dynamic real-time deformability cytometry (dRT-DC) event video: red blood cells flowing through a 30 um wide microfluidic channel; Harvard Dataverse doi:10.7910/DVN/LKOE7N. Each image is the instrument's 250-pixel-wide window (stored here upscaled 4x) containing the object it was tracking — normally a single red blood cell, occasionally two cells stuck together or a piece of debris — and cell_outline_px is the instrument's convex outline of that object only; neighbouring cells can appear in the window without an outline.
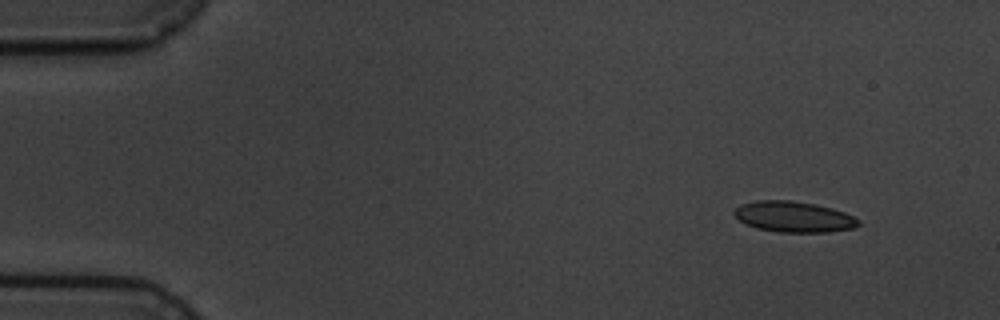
{"species": "common noctule bat (a hibernating species)", "species_latin": "Nyctalus noctula", "temperature_condition": "cold", "stored_images_in_passage": 5, "segment_of_instrument_passage": [1, 2], "camera_frame_rate_fps": 3000, "um_per_image_px": 0.085, "animal": {"sex": "male", "body_mass_g": 19.5, "forearm_length_mm": 54.6}, "frame": {"image": 1, "passage_image": 1, "time_ms": 0.0, "image_size_px": [1000, 320], "cell_outline_px": [[860, 224], [852, 228], [828, 232], [780, 232], [756, 228], [744, 224], [732, 212], [740, 204], [756, 200], [792, 200], [816, 204], [832, 208], [844, 212], [860, 220]], "centroid_in_image_um": [67.44, 18.42], "position_along_channel_um": 17.6, "area_um2": 22.37}}
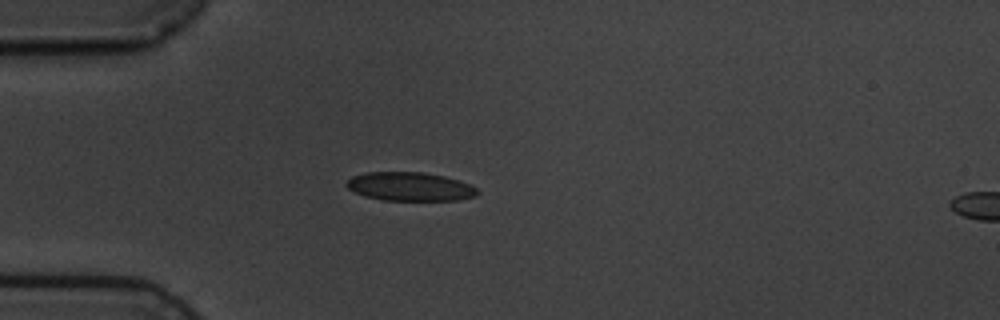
{"frame": {"image": 2, "passage_image": 4, "time_ms": 3.333, "image_size_px": [1000, 320], "cell_outline_px": [[480, 192], [476, 196], [456, 200], [384, 200], [364, 196], [348, 188], [344, 184], [352, 176], [364, 172], [424, 172], [444, 176], [460, 180], [476, 188]], "centroid_in_image_um": [34.84, 15.85], "position_along_channel_um": 50.2, "area_um2": 21.91}}